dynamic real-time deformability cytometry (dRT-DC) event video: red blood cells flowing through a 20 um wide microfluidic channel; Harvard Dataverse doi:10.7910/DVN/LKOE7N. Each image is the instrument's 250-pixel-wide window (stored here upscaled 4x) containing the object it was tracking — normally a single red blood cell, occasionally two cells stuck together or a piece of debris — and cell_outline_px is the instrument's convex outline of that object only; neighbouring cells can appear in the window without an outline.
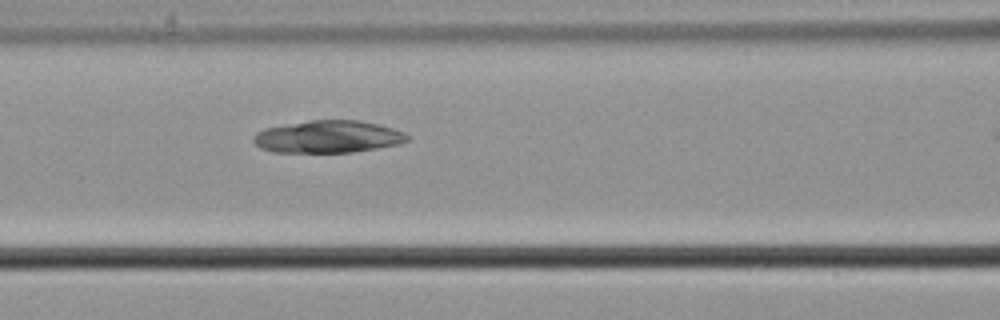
{"species": "common noctule bat (a hibernating species)", "species_latin": "Nyctalus noctula", "temperature_condition": "cold", "stored_images_in_passage": 8, "camera_frame_rate_fps": 3000, "um_per_image_px": 0.085, "animal": {"sex": "male", "body_mass_g": 21.5, "forearm_length_mm": 52.0}, "frame": {"image": 1, "passage_image": 7, "time_ms": 2.0, "image_size_px": [1000, 320], "cell_outline_px": [[408, 140], [396, 144], [376, 148], [352, 152], [276, 152], [260, 148], [252, 140], [252, 136], [256, 132], [264, 128], [308, 120], [360, 120], [392, 128], [404, 132], [408, 136]], "centroid_in_image_um": [27.82, 11.61], "position_along_channel_um": 138.8, "area_um2": 28.84}}